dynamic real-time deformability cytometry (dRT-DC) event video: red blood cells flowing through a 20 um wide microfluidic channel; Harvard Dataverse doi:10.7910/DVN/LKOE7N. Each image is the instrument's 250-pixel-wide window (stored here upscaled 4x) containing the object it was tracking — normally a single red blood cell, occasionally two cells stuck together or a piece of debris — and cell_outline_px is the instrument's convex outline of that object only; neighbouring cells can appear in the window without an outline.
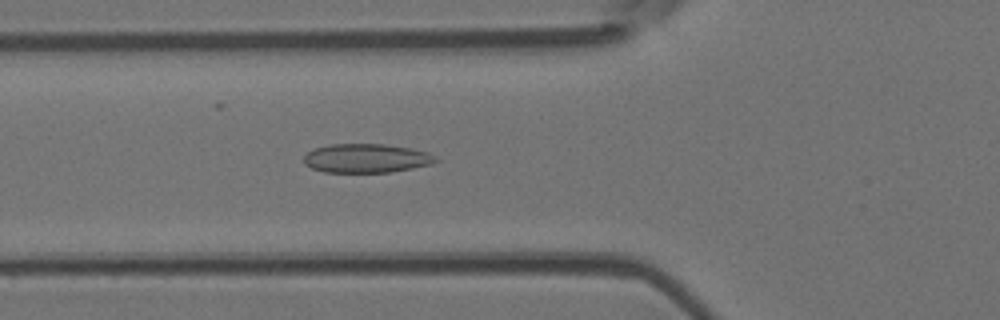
{"species": "Egyptian fruit bat (a non-hibernating species)", "species_latin": "Rousettus aegyptiacus", "temperature_condition": "room temperature", "stored_images_in_passage": 52, "camera_frame_rate_fps": 3000, "um_per_image_px": 0.085, "animal": {"sex": "female"}, "frame": {"image": 1, "passage_image": 18, "time_ms": 5.667, "image_size_px": [1000, 320], "cell_outline_px": [[440, 160], [432, 164], [392, 172], [324, 172], [312, 168], [304, 164], [304, 156], [308, 152], [316, 148], [332, 144], [384, 144], [412, 148], [428, 152]], "centroid_in_image_um": [31.17, 13.45], "position_along_channel_um": 94.6, "area_um2": 22.25}}
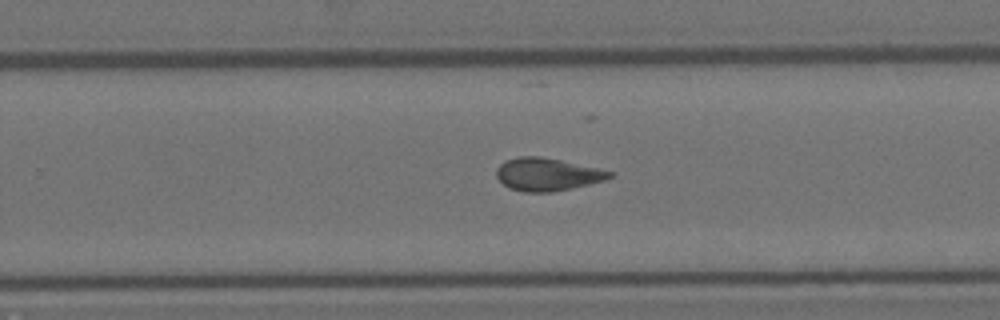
{"frame": {"image": 2, "passage_image": 33, "time_ms": 10.667, "image_size_px": [1000, 320], "cell_outline_px": [[616, 172], [612, 176], [604, 180], [572, 188], [552, 192], [524, 192], [508, 188], [496, 176], [496, 168], [504, 160], [516, 156], [540, 156], [560, 160]], "centroid_in_image_um": [46.48, 14.81], "position_along_channel_um": 283.3, "area_um2": 21.68}}
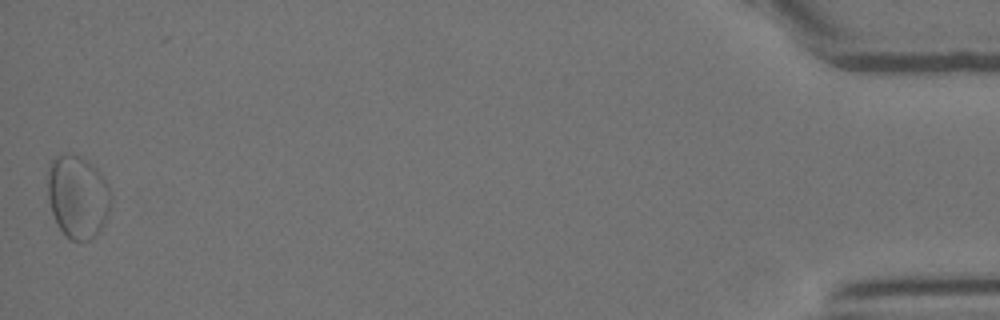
{"frame": {"image": 3, "passage_image": 52, "time_ms": 17.0, "image_size_px": [1000, 320], "cell_outline_px": [[112, 200], [104, 224], [88, 240], [72, 240], [64, 236], [56, 224], [48, 200], [48, 172], [52, 160], [56, 156], [80, 156], [96, 168], [108, 184], [112, 196]], "centroid_in_image_um": [6.6, 16.75], "position_along_channel_um": 428.6, "area_um2": 30.23}, "authors_computed_cell_mechanics": {"area_um2": 21.9929, "velocity_mm_per_s": 3.7715, "shape_relaxation_time_tau1_ms": null, "shape_relaxation_time_tau2_ms": 2.1293, "deformation_change_tau1": null, "deformation_change_tau2": 0.0891}}